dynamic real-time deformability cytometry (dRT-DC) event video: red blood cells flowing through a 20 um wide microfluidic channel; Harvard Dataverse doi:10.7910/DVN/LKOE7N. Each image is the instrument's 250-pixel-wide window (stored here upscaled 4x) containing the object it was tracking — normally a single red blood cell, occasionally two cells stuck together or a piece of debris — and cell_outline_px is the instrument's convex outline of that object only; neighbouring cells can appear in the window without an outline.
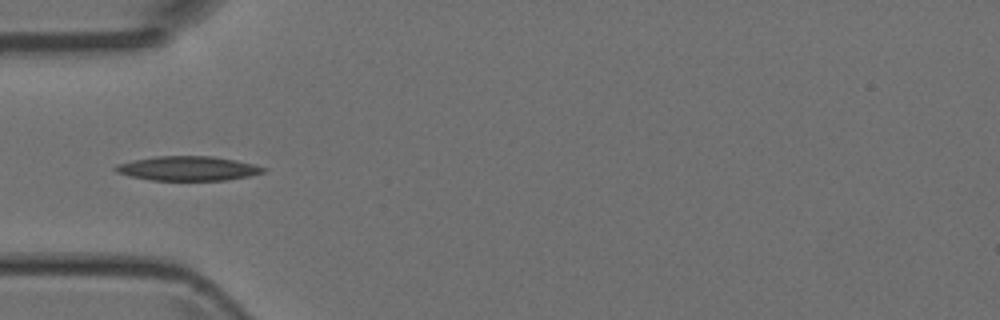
{"species": "Egyptian fruit bat (a non-hibernating species)", "species_latin": "Rousettus aegyptiacus", "temperature_condition": "room temperature", "stored_images_in_passage": 4, "camera_frame_rate_fps": 3000, "um_per_image_px": 0.085, "animal": {"sex": "female"}, "frame": {"image": 1, "passage_image": 4, "time_ms": 3.333, "image_size_px": [1000, 320], "cell_outline_px": [[268, 168], [264, 172], [248, 176], [224, 180], [152, 180], [128, 176], [116, 172], [112, 168], [116, 164], [132, 160], [156, 156], [212, 156], [236, 160]], "centroid_in_image_um": [15.92, 14.31], "position_along_channel_um": 69.1, "area_um2": 21.04}}